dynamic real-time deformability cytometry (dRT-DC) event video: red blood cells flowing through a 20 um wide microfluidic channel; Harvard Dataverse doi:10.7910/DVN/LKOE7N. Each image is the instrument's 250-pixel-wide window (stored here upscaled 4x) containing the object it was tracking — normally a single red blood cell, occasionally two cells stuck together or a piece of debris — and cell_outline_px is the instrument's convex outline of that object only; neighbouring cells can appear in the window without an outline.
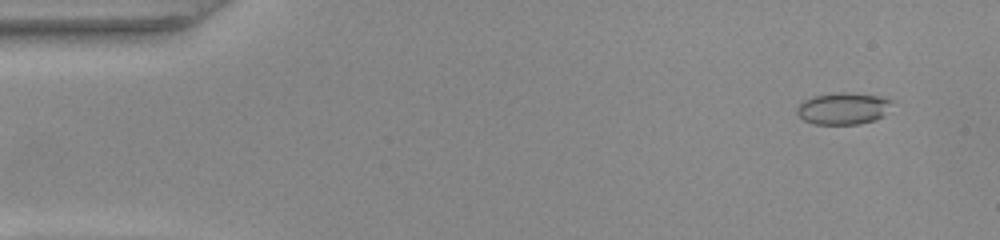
{"species": "common noctule bat (a hibernating species)", "species_latin": "Nyctalus noctula", "temperature_condition": "warm", "stored_images_in_passage": 51, "camera_frame_rate_fps": 3000, "um_per_image_px": 0.085, "animal": {"sex": "female", "body_mass_g": 22.0, "forearm_length_mm": 56.7}, "frame": {"image": 1, "passage_image": 4, "time_ms": 1.0, "image_size_px": [1000, 240], "cell_outline_px": [[892, 100], [884, 116], [876, 120], [856, 124], [816, 124], [804, 120], [796, 112], [796, 108], [804, 100], [816, 96], [844, 92], [888, 96]], "centroid_in_image_um": [71.72, 9.22], "position_along_channel_um": 13.3, "area_um2": 17.57}}
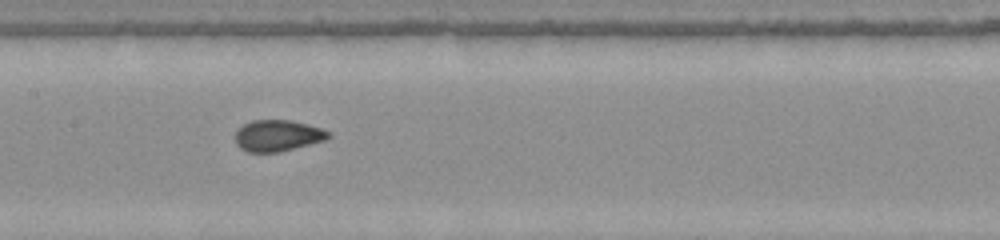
{"frame": {"image": 2, "passage_image": 25, "time_ms": 8.0, "image_size_px": [1000, 240], "cell_outline_px": [[332, 136], [324, 140], [280, 152], [248, 152], [240, 148], [236, 144], [236, 132], [244, 124], [252, 120], [288, 120], [320, 128], [328, 132]], "centroid_in_image_um": [23.57, 11.54], "position_along_channel_um": 183.8, "area_um2": 16.7}}
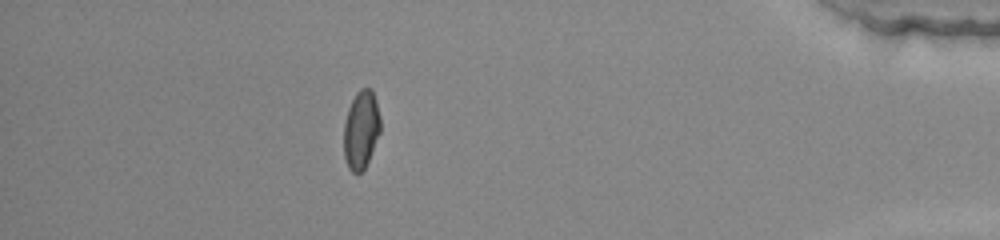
{"frame": {"image": 3, "passage_image": 45, "time_ms": 14.667, "image_size_px": [1000, 240], "cell_outline_px": [[380, 132], [368, 160], [364, 168], [360, 172], [352, 172], [348, 168], [344, 156], [344, 124], [348, 108], [356, 92], [360, 88], [372, 88], [376, 100], [380, 116]], "centroid_in_image_um": [30.69, 10.99], "position_along_channel_um": 404.5, "area_um2": 16.65}}